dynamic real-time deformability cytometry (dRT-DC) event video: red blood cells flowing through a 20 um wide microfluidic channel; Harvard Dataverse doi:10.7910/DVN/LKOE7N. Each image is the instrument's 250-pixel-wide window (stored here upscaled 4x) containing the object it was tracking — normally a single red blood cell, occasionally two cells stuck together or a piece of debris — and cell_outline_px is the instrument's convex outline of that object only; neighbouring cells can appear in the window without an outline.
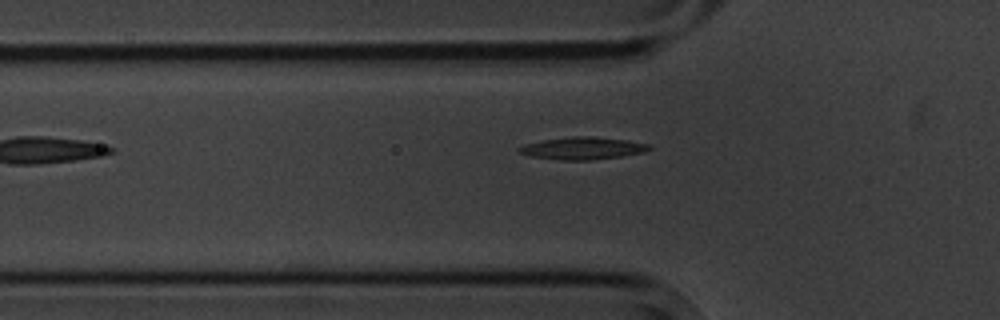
{"species": "common noctule bat (a hibernating species)", "species_latin": "Nyctalus noctula", "temperature_condition": "cold", "stored_images_in_passage": 8, "camera_frame_rate_fps": 3000, "um_per_image_px": 0.085, "animal": {"sex": "male", "body_mass_g": 20.1, "forearm_length_mm": 53.5}, "frame": {"image": 1, "passage_image": 4, "time_ms": 4.667, "image_size_px": [1000, 320], "cell_outline_px": [[652, 148], [644, 152], [620, 156], [592, 160], [560, 160], [528, 156], [520, 152], [516, 148], [524, 144], [544, 140], [572, 136], [592, 136], [628, 140], [652, 144]], "centroid_in_image_um": [49.54, 12.6], "position_along_channel_um": 76.3, "area_um2": 17.05}}
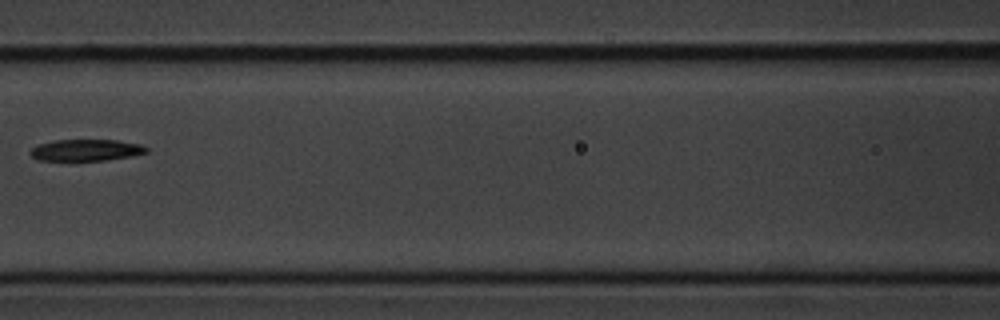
{"frame": {"image": 2, "passage_image": 6, "time_ms": 7.0, "image_size_px": [1000, 320], "cell_outline_px": [[148, 152], [132, 156], [104, 160], [36, 160], [28, 152], [36, 144], [56, 140], [116, 140], [140, 144], [148, 148]], "centroid_in_image_um": [7.29, 12.75], "position_along_channel_um": 159.3, "area_um2": 14.57}}
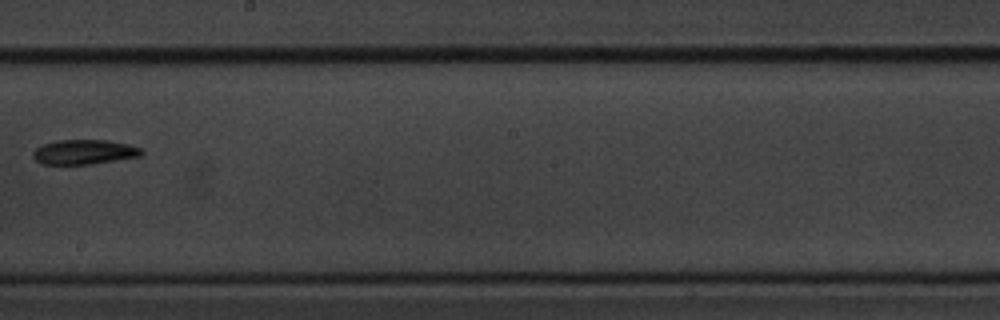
{"frame": {"image": 3, "passage_image": 8, "time_ms": 9.333, "image_size_px": [1000, 320], "cell_outline_px": [[144, 152], [140, 156], [116, 160], [88, 164], [40, 164], [32, 156], [32, 152], [36, 148], [44, 144], [56, 140], [108, 140], [128, 144], [144, 148]], "centroid_in_image_um": [7.17, 12.91], "position_along_channel_um": 241.0, "area_um2": 15.66}}